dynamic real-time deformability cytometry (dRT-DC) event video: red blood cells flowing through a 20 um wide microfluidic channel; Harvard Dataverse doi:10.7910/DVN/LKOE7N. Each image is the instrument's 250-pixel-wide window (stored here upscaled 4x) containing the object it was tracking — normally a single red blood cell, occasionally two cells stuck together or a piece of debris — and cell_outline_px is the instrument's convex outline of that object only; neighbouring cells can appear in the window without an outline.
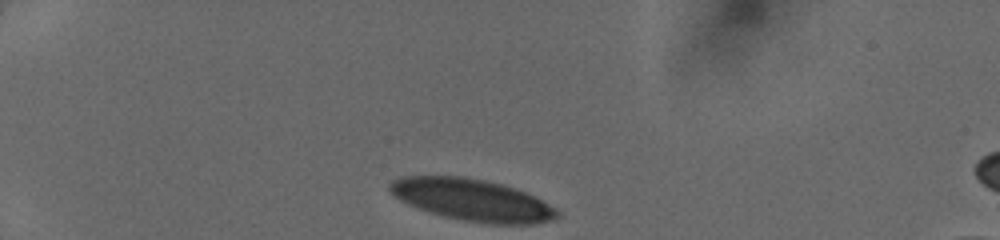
{"species": "human", "species_latin": "Homo sapiens", "temperature_condition": "cold", "stored_images_in_passage": 32, "camera_frame_rate_fps": 3000, "um_per_image_px": 0.085, "donor": {"sex": "female"}, "frame": {"image": 1, "passage_image": 1, "time_ms": 0.0, "image_size_px": [1000, 240], "cell_outline_px": [[560, 216], [556, 220], [536, 224], [488, 224], [464, 220], [444, 216], [428, 212], [416, 208], [400, 200], [388, 188], [388, 184], [392, 180], [400, 176], [460, 176], [484, 180], [500, 184], [524, 192], [540, 200], [560, 212]], "centroid_in_image_um": [40.11, 17.0], "position_along_channel_um": 44.9, "area_um2": 40.63}}
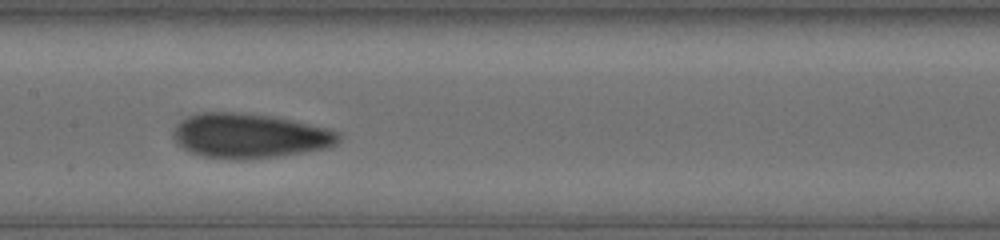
{"frame": {"image": 2, "passage_image": 15, "time_ms": 4.667, "image_size_px": [1000, 240], "cell_outline_px": [[340, 140], [336, 144], [328, 148], [276, 156], [240, 160], [204, 156], [188, 152], [176, 144], [172, 136], [172, 132], [176, 124], [180, 120], [188, 116], [200, 112], [236, 112], [272, 116], [292, 120], [328, 128], [340, 132]], "centroid_in_image_um": [21.18, 11.54], "position_along_channel_um": 186.2, "area_um2": 43.23}}
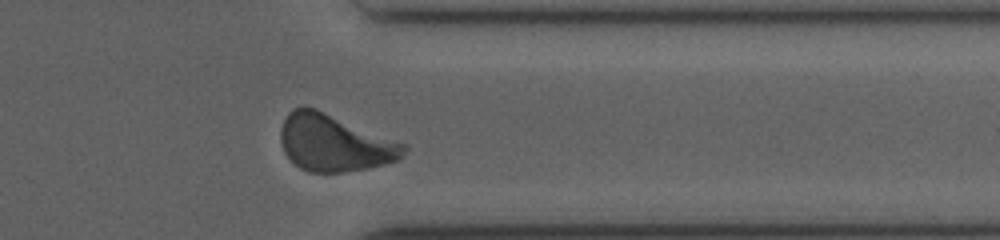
{"frame": {"image": 3, "passage_image": 29, "time_ms": 9.333, "image_size_px": [1000, 240], "cell_outline_px": [[408, 148], [400, 160], [368, 168], [344, 172], [308, 172], [300, 168], [284, 152], [280, 140], [280, 128], [288, 112], [292, 108], [316, 108], [408, 144]], "centroid_in_image_um": [28.46, 12.15], "position_along_channel_um": 382.9, "area_um2": 40.98}}